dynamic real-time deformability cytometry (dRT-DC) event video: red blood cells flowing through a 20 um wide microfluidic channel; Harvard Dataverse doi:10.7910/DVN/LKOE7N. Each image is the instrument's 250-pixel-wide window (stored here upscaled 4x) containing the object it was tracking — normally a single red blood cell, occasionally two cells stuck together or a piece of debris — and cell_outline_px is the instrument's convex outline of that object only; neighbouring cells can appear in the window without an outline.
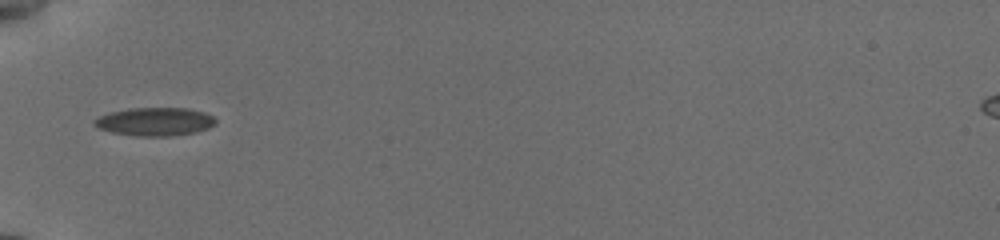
{"species": "common noctule bat (a hibernating species)", "species_latin": "Nyctalus noctula", "temperature_condition": "cold", "stored_images_in_passage": 33, "camera_frame_rate_fps": 3000, "um_per_image_px": 0.085, "animal": {"sex": "female", "body_mass_g": 19.5, "forearm_length_mm": 54.1}, "frame": {"image": 1, "passage_image": 1, "time_ms": 0.0, "image_size_px": [1000, 240], "cell_outline_px": [[216, 124], [208, 128], [196, 132], [168, 136], [136, 136], [112, 132], [96, 128], [92, 124], [92, 120], [100, 116], [112, 112], [128, 108], [188, 108], [204, 112], [212, 116], [216, 120]], "centroid_in_image_um": [13.15, 10.34], "position_along_channel_um": 71.9, "area_um2": 20.06}}
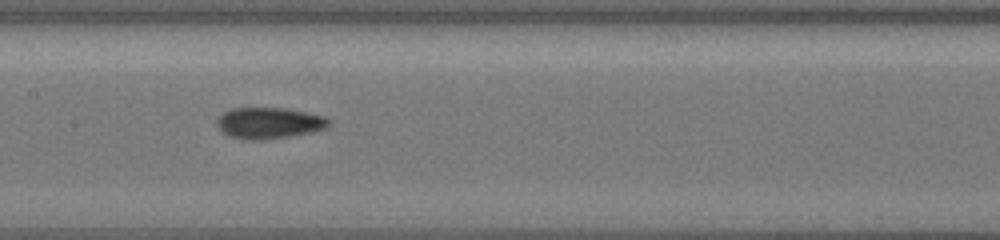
{"frame": {"image": 2, "passage_image": 10, "time_ms": 3.0, "image_size_px": [1000, 240], "cell_outline_px": [[332, 120], [324, 128], [312, 132], [288, 136], [260, 140], [244, 140], [232, 136], [224, 132], [216, 124], [216, 120], [224, 112], [232, 108], [284, 108], [324, 116]], "centroid_in_image_um": [22.86, 10.45], "position_along_channel_um": 184.5, "area_um2": 20.06}}
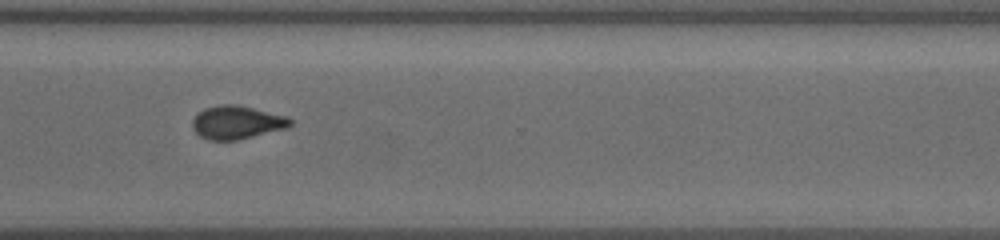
{"frame": {"image": 3, "passage_image": 23, "time_ms": 7.333, "image_size_px": [1000, 240], "cell_outline_px": [[292, 124], [284, 128], [236, 140], [208, 140], [200, 136], [192, 128], [192, 120], [204, 108], [220, 104], [236, 104], [284, 116], [292, 120]], "centroid_in_image_um": [20.07, 10.4], "position_along_channel_um": 350.5, "area_um2": 18.55}, "authors_computed_cell_mechanics": {"area_um2": 19.1318, "velocity_mm_per_s": 3.8397, "shape_relaxation_time_tau1_ms": 6.8176, "shape_relaxation_time_tau2_ms": 1.6764, "deformation_change_tau1": 0.1564, "deformation_change_tau2": 0.0674}}